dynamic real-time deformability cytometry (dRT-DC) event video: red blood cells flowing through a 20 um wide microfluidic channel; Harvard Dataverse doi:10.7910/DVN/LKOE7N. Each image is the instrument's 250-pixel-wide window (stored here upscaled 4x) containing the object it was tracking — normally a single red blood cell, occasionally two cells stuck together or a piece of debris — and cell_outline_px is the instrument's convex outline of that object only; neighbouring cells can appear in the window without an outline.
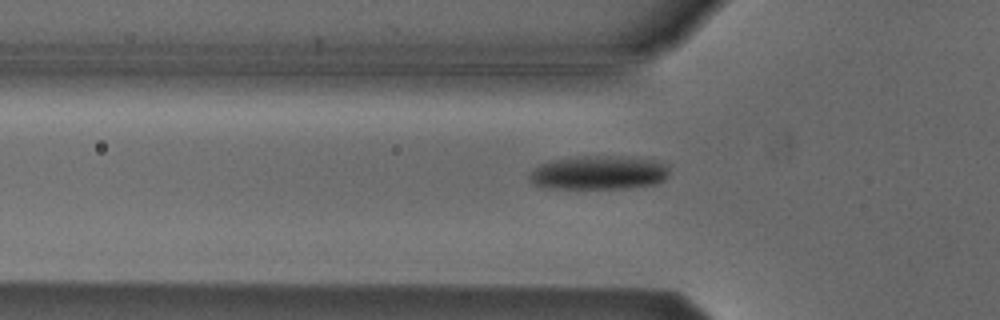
{"species": "Egyptian fruit bat (a non-hibernating species)", "species_latin": "Rousettus aegyptiacus", "temperature_condition": "cold", "stored_images_in_passage": 40, "camera_frame_rate_fps": 3000, "um_per_image_px": 0.085, "animal": {"sex": "male"}, "frame": {"image": 1, "passage_image": 6, "time_ms": 1.667, "image_size_px": [1000, 320], "cell_outline_px": [[668, 176], [664, 180], [656, 184], [628, 188], [544, 188], [532, 184], [528, 180], [528, 176], [540, 164], [548, 160], [576, 156], [612, 156], [652, 160], [664, 164], [668, 168]], "centroid_in_image_um": [50.83, 14.68], "position_along_channel_um": 75.0, "area_um2": 27.63}}
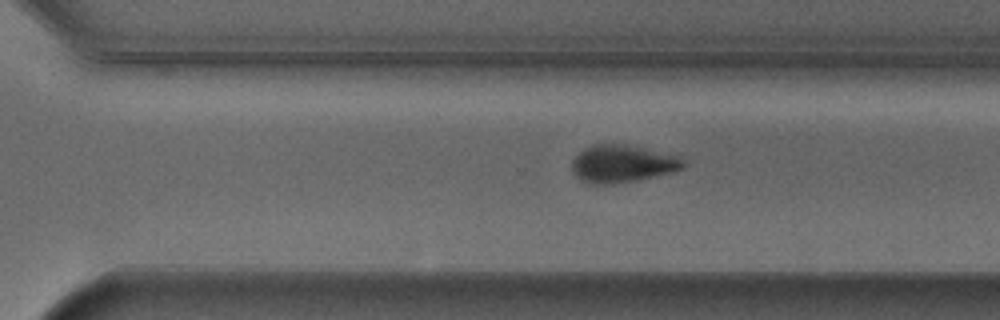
{"frame": {"image": 2, "passage_image": 25, "time_ms": 8.0, "image_size_px": [1000, 320], "cell_outline_px": [[684, 168], [672, 172], [636, 180], [608, 184], [588, 184], [580, 180], [572, 172], [572, 160], [584, 148], [596, 144], [624, 144], [676, 156], [684, 160]], "centroid_in_image_um": [52.84, 13.93], "position_along_channel_um": 317.8, "area_um2": 23.99}}
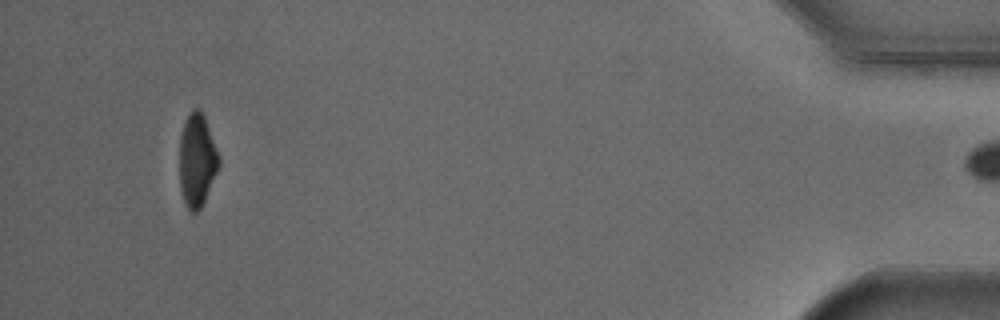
{"frame": {"image": 3, "passage_image": 39, "time_ms": 12.667, "image_size_px": [1000, 320], "cell_outline_px": [[220, 164], [204, 200], [200, 208], [196, 212], [188, 212], [180, 188], [180, 136], [184, 120], [196, 108], [200, 108], [204, 116], [220, 156]], "centroid_in_image_um": [16.74, 13.61], "position_along_channel_um": 418.5, "area_um2": 21.15}, "authors_computed_cell_mechanics": {"area_um2": 26.0389, "velocity_mm_per_s": 3.8386, "shape_relaxation_time_tau1_ms": 2.4553, "shape_relaxation_time_tau2_ms": null, "deformation_change_tau1": 0.1127, "deformation_change_tau2": null}}